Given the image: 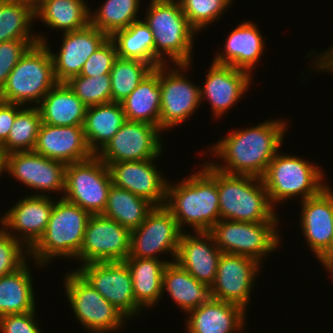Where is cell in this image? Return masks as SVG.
<instances>
[{"label":"cell","mask_w":333,"mask_h":333,"mask_svg":"<svg viewBox=\"0 0 333 333\" xmlns=\"http://www.w3.org/2000/svg\"><path fill=\"white\" fill-rule=\"evenodd\" d=\"M287 121L267 120L254 127L236 129L212 145L214 157L222 158L225 165L210 161L217 170L232 175H250L262 178L268 164L283 144Z\"/></svg>","instance_id":"6da1fadb"},{"label":"cell","mask_w":333,"mask_h":333,"mask_svg":"<svg viewBox=\"0 0 333 333\" xmlns=\"http://www.w3.org/2000/svg\"><path fill=\"white\" fill-rule=\"evenodd\" d=\"M202 169L173 185L166 186L165 207L180 229L189 225L195 232L209 231L220 220L217 169L210 162Z\"/></svg>","instance_id":"7a4b0ae2"},{"label":"cell","mask_w":333,"mask_h":333,"mask_svg":"<svg viewBox=\"0 0 333 333\" xmlns=\"http://www.w3.org/2000/svg\"><path fill=\"white\" fill-rule=\"evenodd\" d=\"M143 19L154 37V59L164 65L191 64L193 38L197 31L190 25L178 0H152Z\"/></svg>","instance_id":"3957f363"},{"label":"cell","mask_w":333,"mask_h":333,"mask_svg":"<svg viewBox=\"0 0 333 333\" xmlns=\"http://www.w3.org/2000/svg\"><path fill=\"white\" fill-rule=\"evenodd\" d=\"M90 216L88 211L62 197L54 201L44 234L29 250V256L36 262L35 265L43 267L55 257L76 259Z\"/></svg>","instance_id":"277c9868"},{"label":"cell","mask_w":333,"mask_h":333,"mask_svg":"<svg viewBox=\"0 0 333 333\" xmlns=\"http://www.w3.org/2000/svg\"><path fill=\"white\" fill-rule=\"evenodd\" d=\"M220 220L279 222L262 178L217 170Z\"/></svg>","instance_id":"5b68a950"},{"label":"cell","mask_w":333,"mask_h":333,"mask_svg":"<svg viewBox=\"0 0 333 333\" xmlns=\"http://www.w3.org/2000/svg\"><path fill=\"white\" fill-rule=\"evenodd\" d=\"M57 83L50 50L45 43L38 42L26 51L8 75L0 100L28 107L34 103L35 107Z\"/></svg>","instance_id":"8992f818"},{"label":"cell","mask_w":333,"mask_h":333,"mask_svg":"<svg viewBox=\"0 0 333 333\" xmlns=\"http://www.w3.org/2000/svg\"><path fill=\"white\" fill-rule=\"evenodd\" d=\"M324 172L300 156L278 152L268 164L262 181L273 207L286 199L301 196L300 200L317 195L327 185Z\"/></svg>","instance_id":"52a82bcc"},{"label":"cell","mask_w":333,"mask_h":333,"mask_svg":"<svg viewBox=\"0 0 333 333\" xmlns=\"http://www.w3.org/2000/svg\"><path fill=\"white\" fill-rule=\"evenodd\" d=\"M277 225L279 222L219 220L208 232L222 253L248 256L262 264L265 255L280 246Z\"/></svg>","instance_id":"ba28073f"},{"label":"cell","mask_w":333,"mask_h":333,"mask_svg":"<svg viewBox=\"0 0 333 333\" xmlns=\"http://www.w3.org/2000/svg\"><path fill=\"white\" fill-rule=\"evenodd\" d=\"M64 290L75 318L90 333L118 331L126 324V317L109 303L77 271L64 277Z\"/></svg>","instance_id":"9c48e42d"},{"label":"cell","mask_w":333,"mask_h":333,"mask_svg":"<svg viewBox=\"0 0 333 333\" xmlns=\"http://www.w3.org/2000/svg\"><path fill=\"white\" fill-rule=\"evenodd\" d=\"M111 186L108 166L94 155L88 160L67 164L63 198L91 215L102 214Z\"/></svg>","instance_id":"30bf717a"},{"label":"cell","mask_w":333,"mask_h":333,"mask_svg":"<svg viewBox=\"0 0 333 333\" xmlns=\"http://www.w3.org/2000/svg\"><path fill=\"white\" fill-rule=\"evenodd\" d=\"M169 64L159 66V86L161 91L159 128L164 131L184 123L200 106V86L186 78L185 70L192 65L178 64L167 68ZM168 71V72H167ZM183 71V72H182Z\"/></svg>","instance_id":"8fae6325"},{"label":"cell","mask_w":333,"mask_h":333,"mask_svg":"<svg viewBox=\"0 0 333 333\" xmlns=\"http://www.w3.org/2000/svg\"><path fill=\"white\" fill-rule=\"evenodd\" d=\"M183 231L165 206H154L145 221L130 231L127 258L160 259L158 254H171L174 262Z\"/></svg>","instance_id":"7c38bea8"},{"label":"cell","mask_w":333,"mask_h":333,"mask_svg":"<svg viewBox=\"0 0 333 333\" xmlns=\"http://www.w3.org/2000/svg\"><path fill=\"white\" fill-rule=\"evenodd\" d=\"M152 124L126 120L97 156L109 166L122 161H139L163 155L161 134Z\"/></svg>","instance_id":"4fadbf2b"},{"label":"cell","mask_w":333,"mask_h":333,"mask_svg":"<svg viewBox=\"0 0 333 333\" xmlns=\"http://www.w3.org/2000/svg\"><path fill=\"white\" fill-rule=\"evenodd\" d=\"M77 271L127 320L142 314L135 301L130 269L124 261L82 264Z\"/></svg>","instance_id":"5bb4252c"},{"label":"cell","mask_w":333,"mask_h":333,"mask_svg":"<svg viewBox=\"0 0 333 333\" xmlns=\"http://www.w3.org/2000/svg\"><path fill=\"white\" fill-rule=\"evenodd\" d=\"M130 252V230L102 214L88 219L84 240L75 260L83 264L123 262Z\"/></svg>","instance_id":"9a60e30c"},{"label":"cell","mask_w":333,"mask_h":333,"mask_svg":"<svg viewBox=\"0 0 333 333\" xmlns=\"http://www.w3.org/2000/svg\"><path fill=\"white\" fill-rule=\"evenodd\" d=\"M66 163L49 159L34 151L14 152L6 155V172L26 187L35 189L33 196H49L65 191ZM45 193L47 191L48 194ZM42 193V194H41ZM45 194V195H44Z\"/></svg>","instance_id":"2e32d148"},{"label":"cell","mask_w":333,"mask_h":333,"mask_svg":"<svg viewBox=\"0 0 333 333\" xmlns=\"http://www.w3.org/2000/svg\"><path fill=\"white\" fill-rule=\"evenodd\" d=\"M260 264L248 256L222 253L215 281L210 287L212 298L237 304L246 310L261 270Z\"/></svg>","instance_id":"e0dca14e"},{"label":"cell","mask_w":333,"mask_h":333,"mask_svg":"<svg viewBox=\"0 0 333 333\" xmlns=\"http://www.w3.org/2000/svg\"><path fill=\"white\" fill-rule=\"evenodd\" d=\"M53 199L49 196H33L32 194L21 198L0 217L1 228L30 250L47 228L53 210ZM16 231L18 237L15 235Z\"/></svg>","instance_id":"ac0fdd59"},{"label":"cell","mask_w":333,"mask_h":333,"mask_svg":"<svg viewBox=\"0 0 333 333\" xmlns=\"http://www.w3.org/2000/svg\"><path fill=\"white\" fill-rule=\"evenodd\" d=\"M156 159L111 163L108 168L112 184L148 200L154 206H164L168 180L156 168Z\"/></svg>","instance_id":"d6986e66"},{"label":"cell","mask_w":333,"mask_h":333,"mask_svg":"<svg viewBox=\"0 0 333 333\" xmlns=\"http://www.w3.org/2000/svg\"><path fill=\"white\" fill-rule=\"evenodd\" d=\"M60 51H51L54 72L58 82H67L71 77L80 75L84 63L108 38L109 36L96 27L89 24L87 27L62 34ZM55 53V54H54Z\"/></svg>","instance_id":"ffe728a7"},{"label":"cell","mask_w":333,"mask_h":333,"mask_svg":"<svg viewBox=\"0 0 333 333\" xmlns=\"http://www.w3.org/2000/svg\"><path fill=\"white\" fill-rule=\"evenodd\" d=\"M204 86L200 88L201 102L207 98L213 117H222L249 89V72L226 64L212 62Z\"/></svg>","instance_id":"44dd1931"},{"label":"cell","mask_w":333,"mask_h":333,"mask_svg":"<svg viewBox=\"0 0 333 333\" xmlns=\"http://www.w3.org/2000/svg\"><path fill=\"white\" fill-rule=\"evenodd\" d=\"M34 152L66 164L90 159V150L83 126H54L41 123Z\"/></svg>","instance_id":"7402d4cb"},{"label":"cell","mask_w":333,"mask_h":333,"mask_svg":"<svg viewBox=\"0 0 333 333\" xmlns=\"http://www.w3.org/2000/svg\"><path fill=\"white\" fill-rule=\"evenodd\" d=\"M330 185L301 203L300 228L312 253L319 258L333 238V190Z\"/></svg>","instance_id":"603a6c76"},{"label":"cell","mask_w":333,"mask_h":333,"mask_svg":"<svg viewBox=\"0 0 333 333\" xmlns=\"http://www.w3.org/2000/svg\"><path fill=\"white\" fill-rule=\"evenodd\" d=\"M221 254L208 231L195 234L183 231L175 261L197 281L211 287L216 278Z\"/></svg>","instance_id":"cb8c5ba5"},{"label":"cell","mask_w":333,"mask_h":333,"mask_svg":"<svg viewBox=\"0 0 333 333\" xmlns=\"http://www.w3.org/2000/svg\"><path fill=\"white\" fill-rule=\"evenodd\" d=\"M246 310L237 304L211 298L198 308L188 311L187 333L242 332Z\"/></svg>","instance_id":"d4e9b609"},{"label":"cell","mask_w":333,"mask_h":333,"mask_svg":"<svg viewBox=\"0 0 333 333\" xmlns=\"http://www.w3.org/2000/svg\"><path fill=\"white\" fill-rule=\"evenodd\" d=\"M258 28L250 21H244L238 25L229 33L224 49L215 55L213 62L230 65L252 74L251 71L261 59L265 46Z\"/></svg>","instance_id":"484cf974"},{"label":"cell","mask_w":333,"mask_h":333,"mask_svg":"<svg viewBox=\"0 0 333 333\" xmlns=\"http://www.w3.org/2000/svg\"><path fill=\"white\" fill-rule=\"evenodd\" d=\"M42 123L54 126H83L87 106L66 82H58L36 106Z\"/></svg>","instance_id":"4316f807"},{"label":"cell","mask_w":333,"mask_h":333,"mask_svg":"<svg viewBox=\"0 0 333 333\" xmlns=\"http://www.w3.org/2000/svg\"><path fill=\"white\" fill-rule=\"evenodd\" d=\"M165 290L185 313L198 308L212 298L210 286L197 281L176 261L168 263L164 268L162 295Z\"/></svg>","instance_id":"83f0119b"},{"label":"cell","mask_w":333,"mask_h":333,"mask_svg":"<svg viewBox=\"0 0 333 333\" xmlns=\"http://www.w3.org/2000/svg\"><path fill=\"white\" fill-rule=\"evenodd\" d=\"M126 120L121 103L109 102L87 107L83 130L94 155L105 147Z\"/></svg>","instance_id":"f1b7e54d"},{"label":"cell","mask_w":333,"mask_h":333,"mask_svg":"<svg viewBox=\"0 0 333 333\" xmlns=\"http://www.w3.org/2000/svg\"><path fill=\"white\" fill-rule=\"evenodd\" d=\"M132 275L136 303L143 309L158 304L162 297V277L165 266L173 261L148 258H126Z\"/></svg>","instance_id":"f546056e"},{"label":"cell","mask_w":333,"mask_h":333,"mask_svg":"<svg viewBox=\"0 0 333 333\" xmlns=\"http://www.w3.org/2000/svg\"><path fill=\"white\" fill-rule=\"evenodd\" d=\"M120 103L127 120L159 127L161 104L159 66L154 68Z\"/></svg>","instance_id":"4dcf8cb0"},{"label":"cell","mask_w":333,"mask_h":333,"mask_svg":"<svg viewBox=\"0 0 333 333\" xmlns=\"http://www.w3.org/2000/svg\"><path fill=\"white\" fill-rule=\"evenodd\" d=\"M31 275L27 261L15 272L0 277V317L36 311Z\"/></svg>","instance_id":"1f68e13d"},{"label":"cell","mask_w":333,"mask_h":333,"mask_svg":"<svg viewBox=\"0 0 333 333\" xmlns=\"http://www.w3.org/2000/svg\"><path fill=\"white\" fill-rule=\"evenodd\" d=\"M90 11L85 0H44L35 11V18H40L49 29L66 33L87 27Z\"/></svg>","instance_id":"d6a6232c"},{"label":"cell","mask_w":333,"mask_h":333,"mask_svg":"<svg viewBox=\"0 0 333 333\" xmlns=\"http://www.w3.org/2000/svg\"><path fill=\"white\" fill-rule=\"evenodd\" d=\"M154 205L148 200L112 184L102 215L115 220L130 231L140 226Z\"/></svg>","instance_id":"836d02e7"},{"label":"cell","mask_w":333,"mask_h":333,"mask_svg":"<svg viewBox=\"0 0 333 333\" xmlns=\"http://www.w3.org/2000/svg\"><path fill=\"white\" fill-rule=\"evenodd\" d=\"M117 49V57L135 59L152 65L161 66L154 59V37L144 20L131 23L129 27L116 31L110 37Z\"/></svg>","instance_id":"e575fe53"},{"label":"cell","mask_w":333,"mask_h":333,"mask_svg":"<svg viewBox=\"0 0 333 333\" xmlns=\"http://www.w3.org/2000/svg\"><path fill=\"white\" fill-rule=\"evenodd\" d=\"M35 11L26 4L14 0H0V43L11 40H38L45 43L42 34L35 35L32 23ZM32 30V31H31Z\"/></svg>","instance_id":"d590c367"},{"label":"cell","mask_w":333,"mask_h":333,"mask_svg":"<svg viewBox=\"0 0 333 333\" xmlns=\"http://www.w3.org/2000/svg\"><path fill=\"white\" fill-rule=\"evenodd\" d=\"M141 0H106L101 8L90 11V24L111 37L116 31L138 21Z\"/></svg>","instance_id":"8d00e7d4"},{"label":"cell","mask_w":333,"mask_h":333,"mask_svg":"<svg viewBox=\"0 0 333 333\" xmlns=\"http://www.w3.org/2000/svg\"><path fill=\"white\" fill-rule=\"evenodd\" d=\"M42 123L38 108L24 107L15 117L7 140L2 144L6 155L14 152L33 151Z\"/></svg>","instance_id":"74e56055"},{"label":"cell","mask_w":333,"mask_h":333,"mask_svg":"<svg viewBox=\"0 0 333 333\" xmlns=\"http://www.w3.org/2000/svg\"><path fill=\"white\" fill-rule=\"evenodd\" d=\"M153 69L143 61L117 57L110 72L112 102H122Z\"/></svg>","instance_id":"f35d334b"},{"label":"cell","mask_w":333,"mask_h":333,"mask_svg":"<svg viewBox=\"0 0 333 333\" xmlns=\"http://www.w3.org/2000/svg\"><path fill=\"white\" fill-rule=\"evenodd\" d=\"M66 83L87 107L112 102L110 74L76 75Z\"/></svg>","instance_id":"ab89813d"},{"label":"cell","mask_w":333,"mask_h":333,"mask_svg":"<svg viewBox=\"0 0 333 333\" xmlns=\"http://www.w3.org/2000/svg\"><path fill=\"white\" fill-rule=\"evenodd\" d=\"M190 25L198 32L219 21L234 0H178ZM216 20V21H215Z\"/></svg>","instance_id":"60d3db41"},{"label":"cell","mask_w":333,"mask_h":333,"mask_svg":"<svg viewBox=\"0 0 333 333\" xmlns=\"http://www.w3.org/2000/svg\"><path fill=\"white\" fill-rule=\"evenodd\" d=\"M28 258L29 250L0 228V277L15 272L28 261Z\"/></svg>","instance_id":"b9f144b4"},{"label":"cell","mask_w":333,"mask_h":333,"mask_svg":"<svg viewBox=\"0 0 333 333\" xmlns=\"http://www.w3.org/2000/svg\"><path fill=\"white\" fill-rule=\"evenodd\" d=\"M117 49L114 41L109 37L84 63L80 75L95 77L110 74Z\"/></svg>","instance_id":"7bdbcfd3"},{"label":"cell","mask_w":333,"mask_h":333,"mask_svg":"<svg viewBox=\"0 0 333 333\" xmlns=\"http://www.w3.org/2000/svg\"><path fill=\"white\" fill-rule=\"evenodd\" d=\"M36 43L38 40H11L0 43V91L18 61Z\"/></svg>","instance_id":"ee69618b"},{"label":"cell","mask_w":333,"mask_h":333,"mask_svg":"<svg viewBox=\"0 0 333 333\" xmlns=\"http://www.w3.org/2000/svg\"><path fill=\"white\" fill-rule=\"evenodd\" d=\"M36 311L8 314L0 317V333H42L36 321Z\"/></svg>","instance_id":"f6af8a7d"},{"label":"cell","mask_w":333,"mask_h":333,"mask_svg":"<svg viewBox=\"0 0 333 333\" xmlns=\"http://www.w3.org/2000/svg\"><path fill=\"white\" fill-rule=\"evenodd\" d=\"M20 104L3 102L0 100V145L8 138L16 115L24 108Z\"/></svg>","instance_id":"bcb514c9"},{"label":"cell","mask_w":333,"mask_h":333,"mask_svg":"<svg viewBox=\"0 0 333 333\" xmlns=\"http://www.w3.org/2000/svg\"><path fill=\"white\" fill-rule=\"evenodd\" d=\"M310 53H311V57L313 56L314 58H316V60L314 61L315 64L313 63V65H314L313 69L316 68L317 71L322 70L324 72H326V71L333 72V45H332V47L329 48V50H327L323 53H318L317 55L312 54L314 52L311 50V52L307 53V56H309V58H310Z\"/></svg>","instance_id":"7dc6e473"},{"label":"cell","mask_w":333,"mask_h":333,"mask_svg":"<svg viewBox=\"0 0 333 333\" xmlns=\"http://www.w3.org/2000/svg\"><path fill=\"white\" fill-rule=\"evenodd\" d=\"M320 260L324 268L333 276V238L327 250L317 259ZM333 279V277H332Z\"/></svg>","instance_id":"c3c4849f"},{"label":"cell","mask_w":333,"mask_h":333,"mask_svg":"<svg viewBox=\"0 0 333 333\" xmlns=\"http://www.w3.org/2000/svg\"><path fill=\"white\" fill-rule=\"evenodd\" d=\"M29 5L34 11L44 2V0H14Z\"/></svg>","instance_id":"681fc988"},{"label":"cell","mask_w":333,"mask_h":333,"mask_svg":"<svg viewBox=\"0 0 333 333\" xmlns=\"http://www.w3.org/2000/svg\"><path fill=\"white\" fill-rule=\"evenodd\" d=\"M6 153L0 145V175L2 176L3 173H6Z\"/></svg>","instance_id":"f907efd6"}]
</instances>
